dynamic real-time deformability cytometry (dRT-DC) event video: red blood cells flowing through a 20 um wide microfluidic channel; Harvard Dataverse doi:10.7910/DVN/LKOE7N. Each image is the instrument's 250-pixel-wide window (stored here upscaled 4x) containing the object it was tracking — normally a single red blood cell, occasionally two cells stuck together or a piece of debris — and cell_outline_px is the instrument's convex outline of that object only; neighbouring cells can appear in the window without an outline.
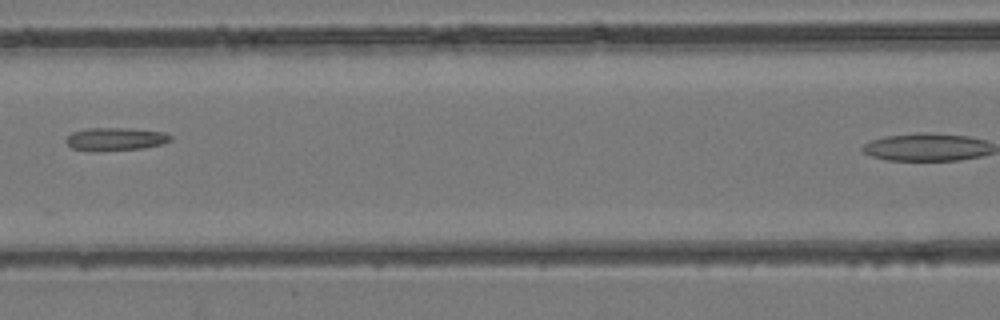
{"species": "common noctule bat (a hibernating species)", "species_latin": "Nyctalus noctula", "temperature_condition": "room temperature", "stored_images_in_passage": 6, "camera_frame_rate_fps": 3000, "um_per_image_px": 0.085, "animal": {"sex": "female", "body_mass_g": 24.6, "forearm_length_mm": 56.2}, "frame": {"image": 1, "passage_image": 5, "time_ms": 5.0, "image_size_px": [1000, 320], "cell_outline_px": [[172, 140], [160, 144], [144, 148], [72, 148], [64, 140], [72, 132], [88, 128], [124, 128], [164, 132], [172, 136]], "centroid_in_image_um": [9.86, 11.76], "position_along_channel_um": 156.7, "area_um2": 13.01}}